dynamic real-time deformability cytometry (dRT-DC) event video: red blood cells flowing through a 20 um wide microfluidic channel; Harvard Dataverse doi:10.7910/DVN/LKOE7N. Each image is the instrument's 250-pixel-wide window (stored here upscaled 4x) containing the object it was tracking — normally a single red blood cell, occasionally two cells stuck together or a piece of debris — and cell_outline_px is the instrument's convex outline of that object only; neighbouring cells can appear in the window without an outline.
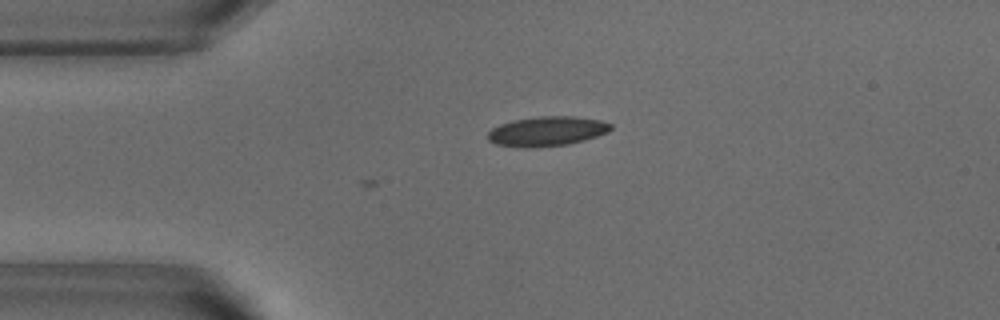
{"species": "common noctule bat (a hibernating species)", "species_latin": "Nyctalus noctula", "temperature_condition": "warm", "stored_images_in_passage": 3, "camera_frame_rate_fps": 3000, "um_per_image_px": 0.085, "animal": {"sex": "male", "body_mass_g": 18.8}, "frame": {"image": 1, "passage_image": 3, "time_ms": 0.667, "image_size_px": [1000, 320], "cell_outline_px": [[612, 128], [608, 132], [584, 140], [568, 144], [532, 148], [520, 148], [496, 144], [488, 140], [488, 132], [492, 128], [500, 124], [512, 120], [540, 116], [576, 116], [600, 120], [612, 124]], "centroid_in_image_um": [46.48, 11.16], "position_along_channel_um": 38.5, "area_um2": 21.39}}